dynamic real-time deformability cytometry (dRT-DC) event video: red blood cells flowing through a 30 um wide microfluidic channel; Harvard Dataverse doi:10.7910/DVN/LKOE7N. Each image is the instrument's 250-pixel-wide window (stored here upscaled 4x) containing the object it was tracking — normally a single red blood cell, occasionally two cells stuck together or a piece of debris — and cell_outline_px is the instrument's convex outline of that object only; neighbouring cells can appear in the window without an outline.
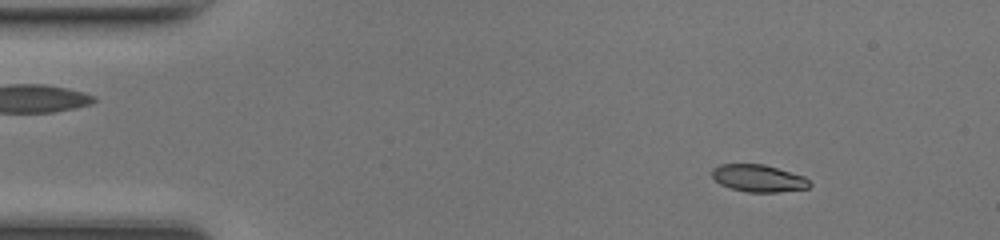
{"species": "common noctule bat (a hibernating species)", "species_latin": "Nyctalus noctula", "temperature_condition": "room temperature", "stored_images_in_passage": 49, "camera_frame_rate_fps": 3000, "um_per_image_px": 0.085, "animal": {"sex": "female", "body_mass_g": 17.0, "forearm_length_mm": 48.0}, "frame": {"image": 1, "passage_image": 7, "time_ms": 2.0, "image_size_px": [1000, 240], "cell_outline_px": [[812, 184], [808, 188], [776, 192], [748, 192], [732, 188], [720, 184], [712, 176], [712, 168], [720, 164], [764, 164], [804, 176]], "centroid_in_image_um": [64.47, 15.14], "position_along_channel_um": 20.5, "area_um2": 15.37}}
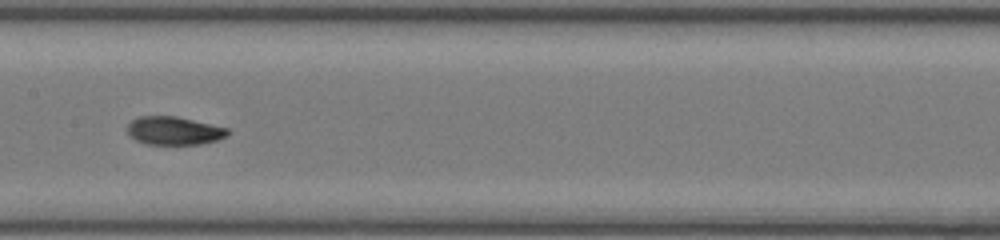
{"frame": {"image": 2, "passage_image": 25, "time_ms": 8.0, "image_size_px": [1000, 240], "cell_outline_px": [[228, 136], [216, 140], [200, 144], [148, 144], [136, 140], [128, 132], [128, 124], [132, 120], [140, 116], [176, 116], [228, 128]], "centroid_in_image_um": [14.8, 11.11], "position_along_channel_um": 192.6, "area_um2": 16.3}}
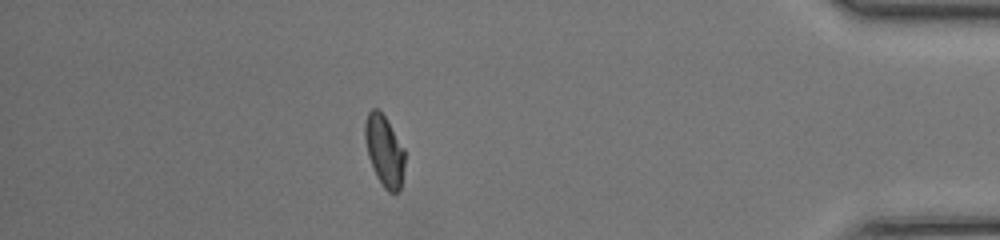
{"frame": {"image": 3, "passage_image": 43, "time_ms": 14.0, "image_size_px": [1000, 240], "cell_outline_px": [[404, 168], [400, 188], [396, 192], [388, 192], [384, 188], [376, 176], [372, 168], [368, 156], [364, 140], [364, 124], [368, 112], [372, 108], [376, 108], [384, 116], [404, 148]], "centroid_in_image_um": [32.64, 12.82], "position_along_channel_um": 402.6, "area_um2": 16.42}, "authors_computed_cell_mechanics": {"area_um2": 16.4152, "velocity_mm_per_s": 4.3017, "shape_relaxation_time_tau1_ms": 7.6388, "shape_relaxation_time_tau2_ms": 1.487, "deformation_change_tau1": 0.2112, "deformation_change_tau2": 0.057}}